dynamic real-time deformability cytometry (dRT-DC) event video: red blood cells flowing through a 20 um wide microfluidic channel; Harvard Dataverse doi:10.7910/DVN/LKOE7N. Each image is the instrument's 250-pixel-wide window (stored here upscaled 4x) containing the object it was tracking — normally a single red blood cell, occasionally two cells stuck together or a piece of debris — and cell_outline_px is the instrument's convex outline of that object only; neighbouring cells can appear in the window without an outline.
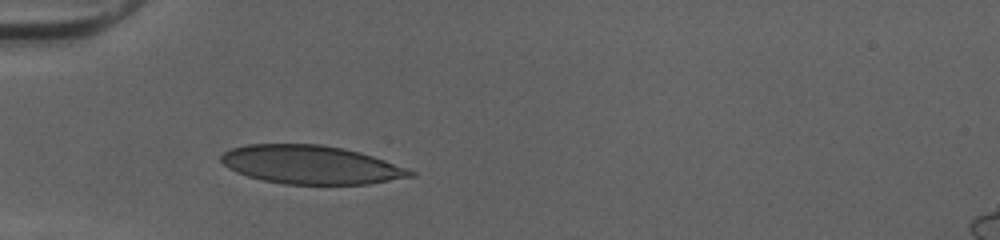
{"species": "human", "species_latin": "Homo sapiens", "temperature_condition": "cold", "stored_images_in_passage": 27, "camera_frame_rate_fps": 3000, "um_per_image_px": 0.085, "donor": {"sex": "female"}, "frame": {"image": 1, "passage_image": 1, "time_ms": 0.0, "image_size_px": [1000, 240], "cell_outline_px": [[416, 176], [368, 184], [284, 184], [264, 180], [248, 176], [236, 172], [228, 168], [220, 160], [220, 156], [224, 152], [232, 148], [248, 144], [320, 144], [344, 148], [360, 152], [384, 160], [416, 172]], "centroid_in_image_um": [26.42, 14.0], "position_along_channel_um": 58.6, "area_um2": 42.37}}
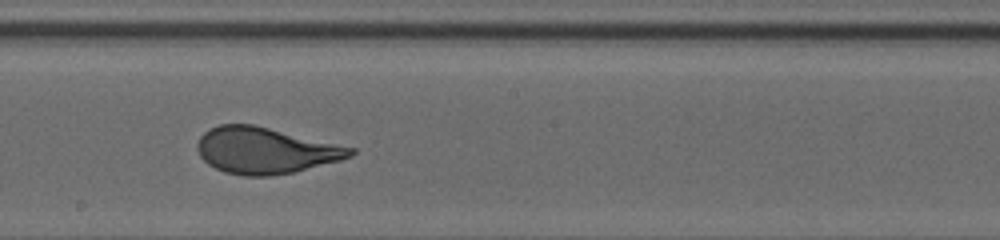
{"frame": {"image": 2, "passage_image": 14, "time_ms": 4.333, "image_size_px": [1000, 240], "cell_outline_px": [[356, 152], [352, 156], [340, 160], [292, 172], [268, 176], [244, 176], [224, 172], [208, 164], [200, 156], [196, 148], [196, 144], [200, 136], [208, 128], [220, 124], [252, 124], [356, 148]], "centroid_in_image_um": [22.52, 12.78], "position_along_channel_um": 225.7, "area_um2": 41.15}}
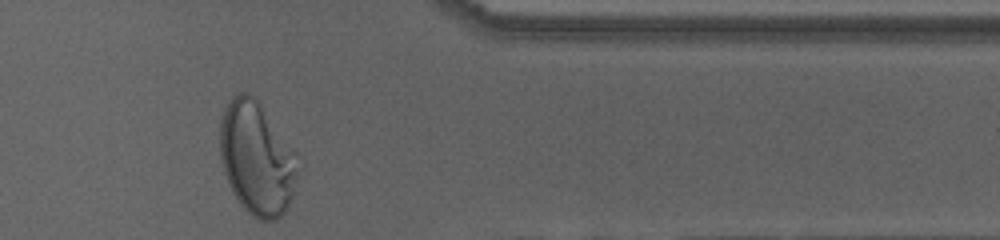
{"frame": {"image": 3, "passage_image": 27, "time_ms": 8.667, "image_size_px": [1000, 240], "cell_outline_px": [[300, 156], [292, 196], [284, 212], [276, 220], [260, 220], [252, 216], [240, 204], [232, 192], [224, 172], [220, 160], [220, 120], [224, 108], [232, 96], [236, 92], [244, 92], [252, 96], [260, 104]], "centroid_in_image_um": [21.82, 13.46], "position_along_channel_um": 389.6, "area_um2": 51.44}, "authors_computed_cell_mechanics": {"area_um2": 41.7894, "velocity_mm_per_s": 4.0448, "shape_relaxation_time_tau1_ms": 4.4333, "shape_relaxation_time_tau2_ms": null, "deformation_change_tau1": 0.2036, "deformation_change_tau2": null}}